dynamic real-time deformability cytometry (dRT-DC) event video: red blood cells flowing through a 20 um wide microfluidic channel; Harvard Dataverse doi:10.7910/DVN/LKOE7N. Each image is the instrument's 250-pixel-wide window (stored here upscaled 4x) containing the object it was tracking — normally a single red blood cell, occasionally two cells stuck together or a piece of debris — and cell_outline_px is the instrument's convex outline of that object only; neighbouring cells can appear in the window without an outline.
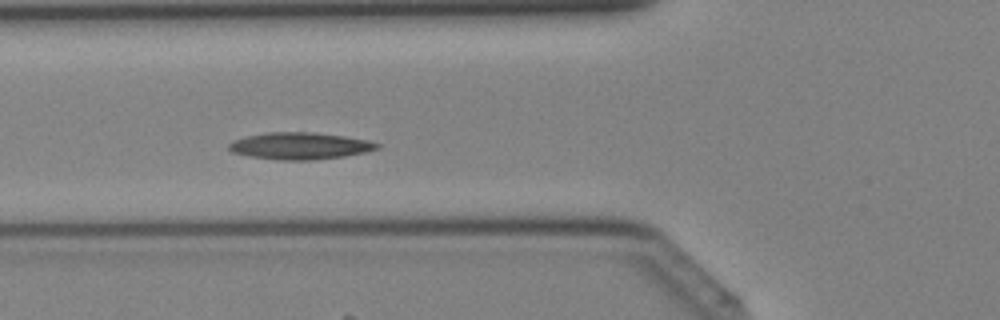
{"species": "Egyptian fruit bat (a non-hibernating species)", "species_latin": "Rousettus aegyptiacus", "temperature_condition": "cold", "stored_images_in_passage": 26, "camera_frame_rate_fps": 3000, "um_per_image_px": 0.085, "animal": {"sex": "female"}, "frame": {"image": 1, "passage_image": 9, "time_ms": 2.667, "image_size_px": [1000, 320], "cell_outline_px": [[380, 148], [368, 152], [344, 156], [312, 160], [280, 160], [248, 156], [232, 152], [228, 148], [228, 144], [232, 140], [244, 136], [268, 132], [316, 132], [344, 136], [368, 140], [380, 144]], "centroid_in_image_um": [25.49, 12.4], "position_along_channel_um": 100.3, "area_um2": 23.47}}
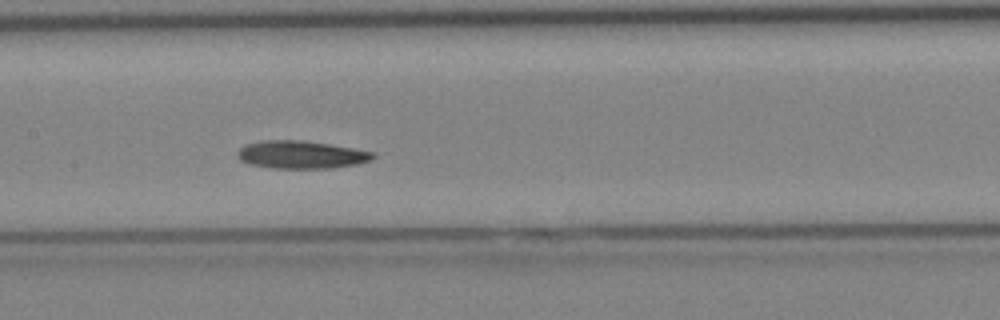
{"frame": {"image": 2, "passage_image": 14, "time_ms": 4.333, "image_size_px": [1000, 320], "cell_outline_px": [[376, 156], [372, 160], [356, 164], [332, 168], [272, 168], [248, 164], [240, 160], [236, 156], [236, 152], [244, 144], [264, 140], [304, 140], [376, 152]], "centroid_in_image_um": [25.58, 13.14], "position_along_channel_um": 181.8, "area_um2": 22.14}}
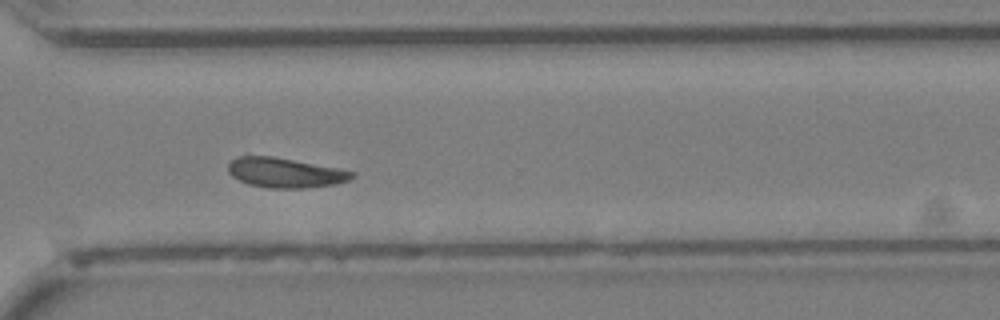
{"frame": {"image": 3, "passage_image": 24, "time_ms": 7.667, "image_size_px": [1000, 320], "cell_outline_px": [[356, 176], [348, 180], [336, 184], [304, 188], [268, 188], [248, 184], [232, 176], [228, 172], [228, 164], [232, 160], [248, 152], [272, 156], [340, 168], [356, 172]], "centroid_in_image_um": [24.21, 14.65], "position_along_channel_um": 346.4, "area_um2": 22.02}}